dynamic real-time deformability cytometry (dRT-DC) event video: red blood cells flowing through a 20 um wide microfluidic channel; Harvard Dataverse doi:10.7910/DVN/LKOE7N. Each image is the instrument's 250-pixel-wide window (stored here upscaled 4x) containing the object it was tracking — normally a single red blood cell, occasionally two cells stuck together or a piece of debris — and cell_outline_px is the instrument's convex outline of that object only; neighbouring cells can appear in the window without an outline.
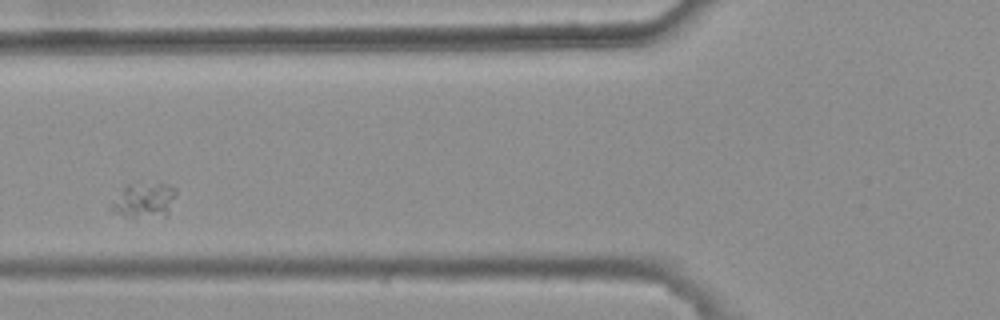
{"species": "common noctule bat (a hibernating species)", "species_latin": "Nyctalus noctula", "temperature_condition": "warm", "stored_images_in_passage": 9, "camera_frame_rate_fps": 3000, "um_per_image_px": 0.085, "animal": {"sex": "female", "body_mass_g": 25.1}, "frame": {"image": 1, "passage_image": 6, "time_ms": 1.667, "image_size_px": [1000, 320], "cell_outline_px": [[176, 196], [168, 216], [124, 216], [112, 212], [112, 204], [124, 188], [128, 184], [172, 184], [176, 188]], "centroid_in_image_um": [12.34, 17.02], "position_along_channel_um": 113.5, "area_um2": 12.89}}
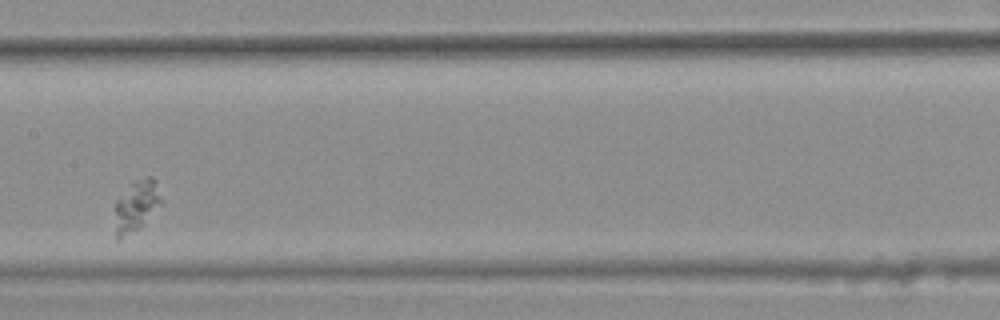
{"frame": {"image": 2, "passage_image": 8, "time_ms": 2.333, "image_size_px": [1000, 320], "cell_outline_px": [[164, 204], [136, 228], [120, 240], [116, 240], [116, 200], [132, 184], [148, 176], [152, 176], [164, 200]], "centroid_in_image_um": [11.64, 17.49], "position_along_channel_um": 195.8, "area_um2": 13.29}}
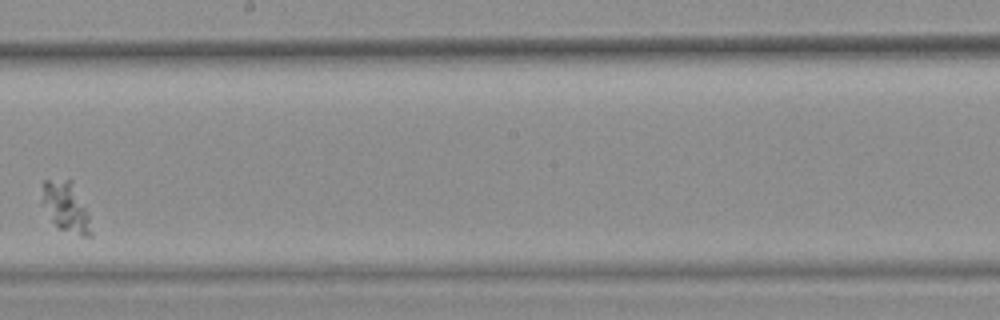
{"frame": {"image": 3, "passage_image": 9, "time_ms": 2.667, "image_size_px": [1000, 320], "cell_outline_px": [[92, 236], [84, 236], [60, 228], [52, 220], [40, 204], [40, 184], [44, 180], [72, 180], [88, 216], [92, 232]], "centroid_in_image_um": [5.52, 17.54], "position_along_channel_um": 242.7, "area_um2": 14.16}}